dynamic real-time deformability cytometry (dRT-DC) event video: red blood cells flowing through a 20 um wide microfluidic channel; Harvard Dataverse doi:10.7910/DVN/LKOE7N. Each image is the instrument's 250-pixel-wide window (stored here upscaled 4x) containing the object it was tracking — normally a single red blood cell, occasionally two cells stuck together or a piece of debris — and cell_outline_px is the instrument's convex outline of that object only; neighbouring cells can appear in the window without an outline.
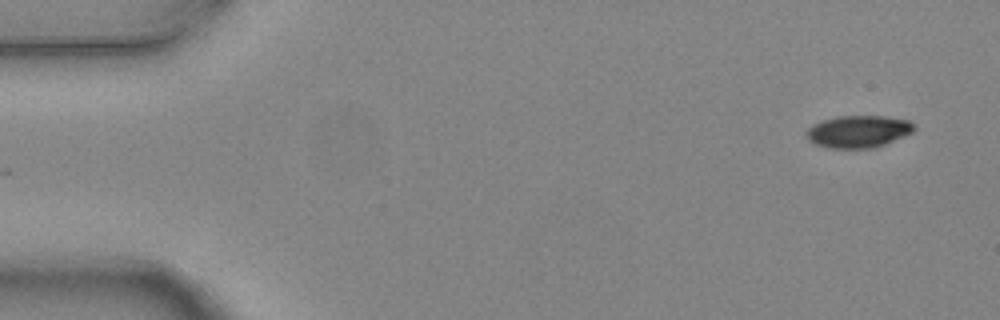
{"species": "common noctule bat (a hibernating species)", "species_latin": "Nyctalus noctula", "temperature_condition": "warm", "stored_images_in_passage": 8, "camera_frame_rate_fps": 3000, "um_per_image_px": 0.085, "animal": {"sex": "female", "body_mass_g": 24.6, "forearm_length_mm": 56.2}, "frame": {"image": 1, "passage_image": 1, "time_ms": 0.0, "image_size_px": [1000, 320], "cell_outline_px": [[916, 128], [912, 132], [904, 136], [884, 144], [872, 148], [832, 148], [816, 144], [808, 140], [808, 128], [824, 120], [836, 116], [884, 116], [908, 120]], "centroid_in_image_um": [72.98, 11.17], "position_along_channel_um": 12.0, "area_um2": 19.83}}
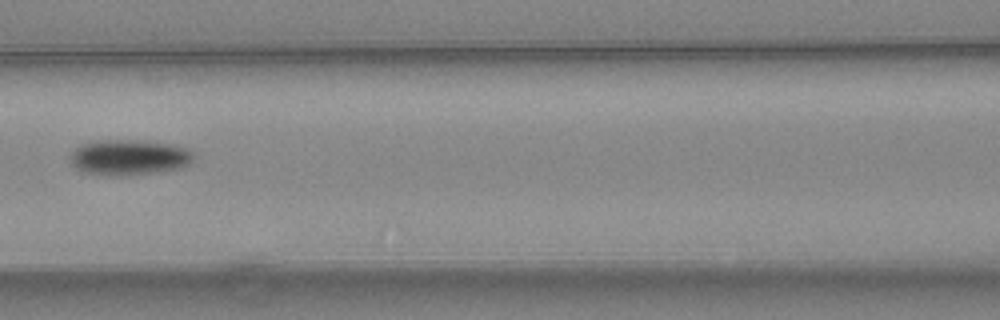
{"frame": {"image": 2, "passage_image": 7, "time_ms": 2.0, "image_size_px": [1000, 320], "cell_outline_px": [[192, 160], [188, 164], [180, 168], [156, 172], [116, 176], [104, 176], [80, 172], [68, 160], [68, 156], [76, 148], [84, 144], [104, 140], [132, 140], [168, 144], [188, 148], [192, 152]], "centroid_in_image_um": [10.9, 13.4], "position_along_channel_um": 155.7, "area_um2": 25.43}}
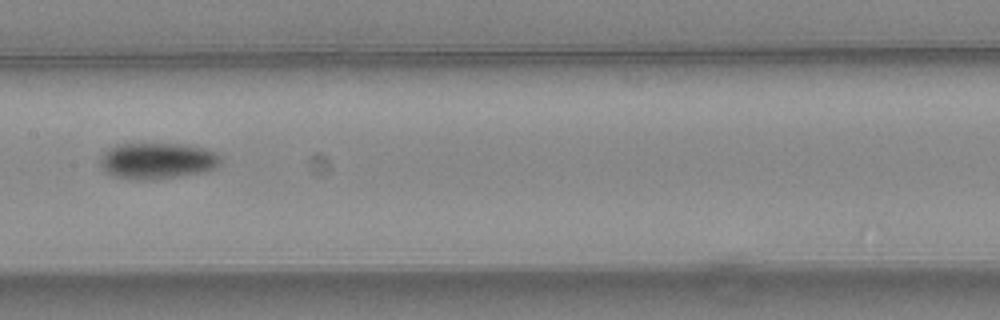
{"frame": {"image": 3, "passage_image": 8, "time_ms": 2.333, "image_size_px": [1000, 320], "cell_outline_px": [[224, 160], [216, 168], [204, 172], [152, 180], [136, 180], [112, 176], [104, 172], [100, 164], [100, 156], [108, 148], [116, 144], [184, 144], [204, 148], [216, 152]], "centroid_in_image_um": [13.37, 13.67], "position_along_channel_um": 194.0, "area_um2": 25.84}}